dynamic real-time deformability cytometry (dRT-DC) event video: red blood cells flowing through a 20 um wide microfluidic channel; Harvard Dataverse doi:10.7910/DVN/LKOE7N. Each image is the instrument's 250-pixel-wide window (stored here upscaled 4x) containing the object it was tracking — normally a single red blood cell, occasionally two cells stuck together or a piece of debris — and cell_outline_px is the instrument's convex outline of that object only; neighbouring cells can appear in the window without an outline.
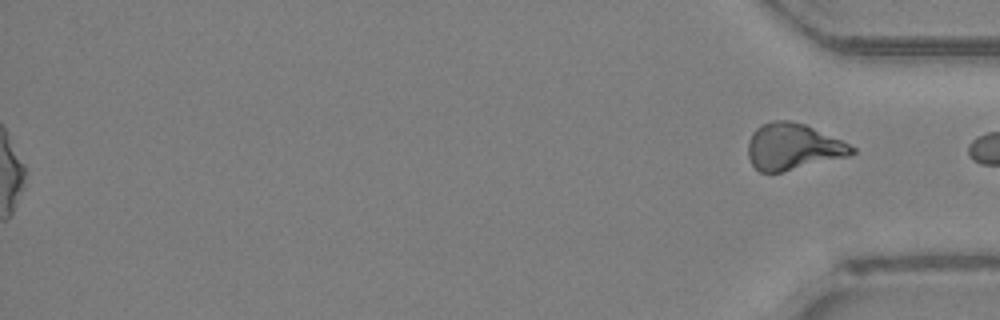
{"species": "Egyptian fruit bat (a non-hibernating species)", "species_latin": "Rousettus aegyptiacus", "temperature_condition": "room temperature", "stored_images_in_passage": 39, "segment_of_instrument_passage": [2, 2], "camera_frame_rate_fps": 3000, "um_per_image_px": 0.085, "animal": {"sex": "female"}, "frame": {"image": 1, "passage_image": 39, "time_ms": 12.667, "image_size_px": [1000, 320], "cell_outline_px": [[856, 152], [848, 156], [780, 172], [760, 172], [752, 164], [748, 156], [748, 140], [752, 132], [760, 124], [772, 120], [788, 120], [804, 124], [840, 140], [856, 148]], "centroid_in_image_um": [67.36, 12.46], "position_along_channel_um": 367.8, "area_um2": 27.8}}